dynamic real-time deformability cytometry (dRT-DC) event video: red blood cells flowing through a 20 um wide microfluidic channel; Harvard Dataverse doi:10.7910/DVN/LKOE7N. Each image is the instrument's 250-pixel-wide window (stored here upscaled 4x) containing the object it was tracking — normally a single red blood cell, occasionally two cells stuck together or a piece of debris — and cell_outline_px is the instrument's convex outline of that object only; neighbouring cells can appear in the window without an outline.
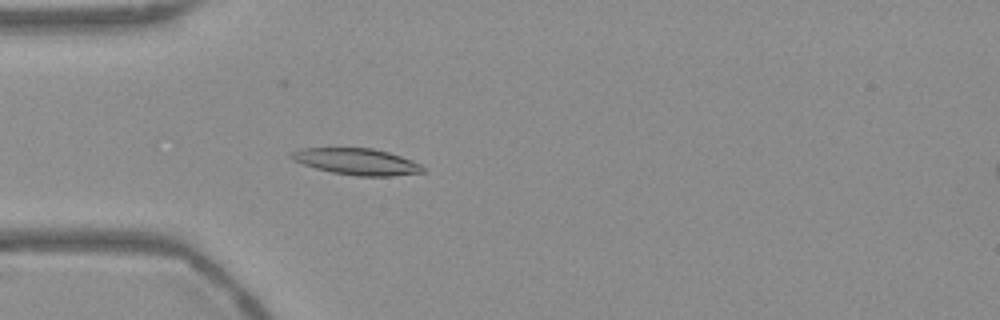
{"species": "Egyptian fruit bat (a non-hibernating species)", "species_latin": "Rousettus aegyptiacus", "temperature_condition": "warm", "stored_images_in_passage": 55, "camera_frame_rate_fps": 3000, "um_per_image_px": 0.085, "frame": {"image": 1, "passage_image": 16, "time_ms": 5.0, "image_size_px": [1000, 320], "cell_outline_px": [[424, 172], [392, 176], [356, 176], [332, 172], [316, 168], [292, 160], [288, 156], [292, 152], [304, 148], [372, 148], [388, 152], [400, 156], [420, 164], [424, 168]], "centroid_in_image_um": [30.31, 13.74], "position_along_channel_um": 54.7, "area_um2": 20.06}}
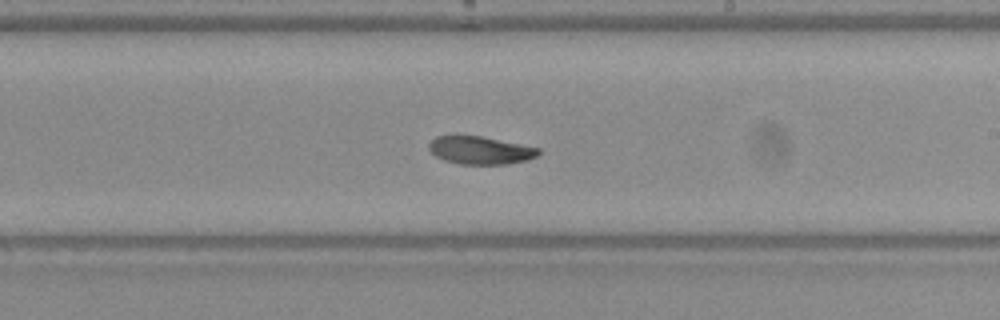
{"frame": {"image": 2, "passage_image": 32, "time_ms": 10.333, "image_size_px": [1000, 320], "cell_outline_px": [[540, 152], [536, 156], [528, 160], [508, 164], [460, 164], [444, 160], [436, 156], [428, 148], [428, 144], [436, 136], [456, 132], [480, 136], [540, 148]], "centroid_in_image_um": [40.76, 12.73], "position_along_channel_um": 248.2, "area_um2": 18.26}}
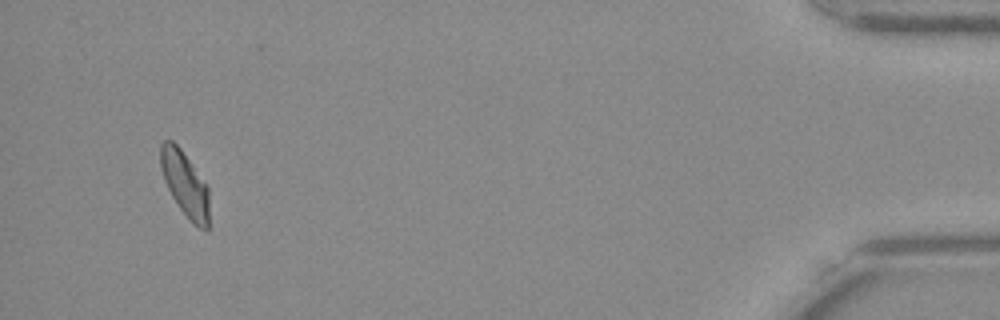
{"frame": {"image": 3, "passage_image": 52, "time_ms": 17.0, "image_size_px": [1000, 320], "cell_outline_px": [[208, 228], [200, 228], [180, 208], [172, 196], [164, 180], [160, 168], [160, 144], [164, 140], [172, 140], [180, 148], [208, 188]], "centroid_in_image_um": [15.68, 15.58], "position_along_channel_um": 419.5, "area_um2": 17.74}, "authors_computed_cell_mechanics": {"area_um2": 18.6116, "velocity_mm_per_s": 3.7327, "shape_relaxation_time_tau1_ms": 10.312, "shape_relaxation_time_tau2_ms": 11.0982, "deformation_change_tau1": 0.2386, "deformation_change_tau2": 0.1805}}